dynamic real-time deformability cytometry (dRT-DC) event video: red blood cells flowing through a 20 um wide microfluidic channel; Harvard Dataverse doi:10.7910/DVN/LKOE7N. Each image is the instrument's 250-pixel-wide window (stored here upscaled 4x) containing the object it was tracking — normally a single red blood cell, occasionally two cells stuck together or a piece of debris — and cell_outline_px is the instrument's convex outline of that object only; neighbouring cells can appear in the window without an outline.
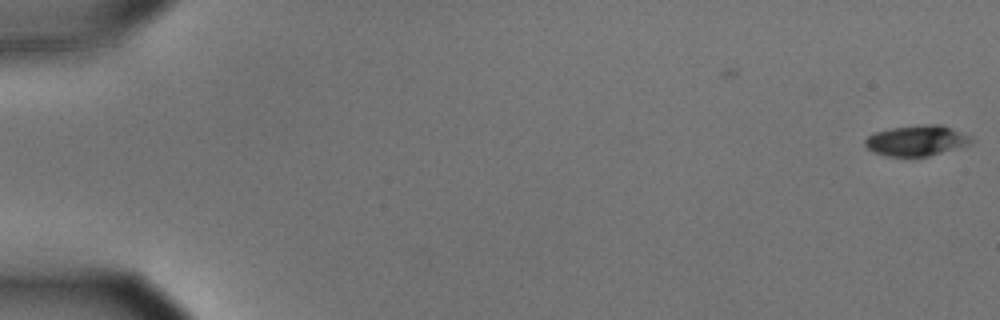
{"species": "common noctule bat (a hibernating species)", "species_latin": "Nyctalus noctula", "temperature_condition": "cold", "stored_images_in_passage": 4, "camera_frame_rate_fps": 3000, "um_per_image_px": 0.085, "animal": {"sex": "male", "body_mass_g": 15.6}, "frame": {"image": 1, "passage_image": 4, "time_ms": 1.0, "image_size_px": [1000, 320], "cell_outline_px": [[976, 140], [972, 144], [928, 156], [888, 156], [872, 152], [864, 144], [864, 140], [868, 136], [876, 132], [892, 128], [920, 124], [940, 124], [972, 136]], "centroid_in_image_um": [77.95, 11.94], "position_along_channel_um": 7.0, "area_um2": 19.02}}